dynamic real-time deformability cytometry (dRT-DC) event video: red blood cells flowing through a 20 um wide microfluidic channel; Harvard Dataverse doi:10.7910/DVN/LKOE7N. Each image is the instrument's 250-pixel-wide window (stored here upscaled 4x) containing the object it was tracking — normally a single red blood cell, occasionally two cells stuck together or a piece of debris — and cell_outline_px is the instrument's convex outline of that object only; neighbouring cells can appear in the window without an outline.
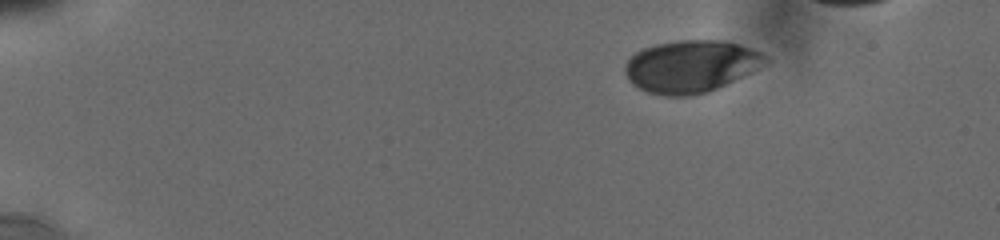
{"species": "human", "species_latin": "Homo sapiens", "temperature_condition": "cold", "stored_images_in_passage": 6, "camera_frame_rate_fps": 3000, "um_per_image_px": 0.085, "donor": {"sex": "male"}, "frame": {"image": 1, "passage_image": 1, "time_ms": 0.0, "image_size_px": [1000, 240], "cell_outline_px": [[768, 64], [752, 72], [708, 92], [692, 96], [664, 96], [648, 92], [632, 84], [624, 72], [624, 64], [628, 56], [644, 48], [656, 44], [676, 40], [728, 40], [760, 52], [768, 60]], "centroid_in_image_um": [58.71, 5.63], "position_along_channel_um": 26.3, "area_um2": 43.06}}
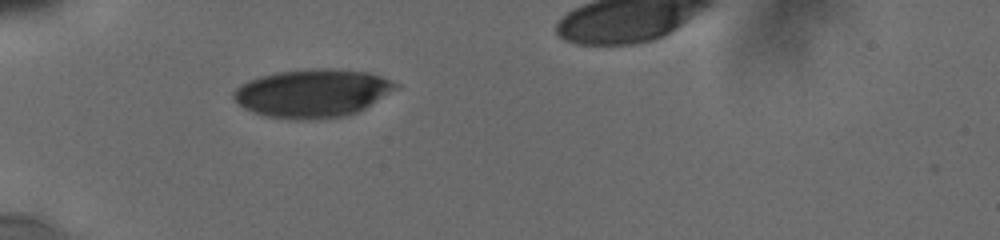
{"frame": {"image": 2, "passage_image": 4, "time_ms": 3.333, "image_size_px": [1000, 240], "cell_outline_px": [[400, 88], [364, 108], [348, 116], [324, 120], [288, 120], [264, 116], [252, 112], [244, 108], [232, 96], [232, 92], [240, 84], [260, 76], [276, 72], [312, 68], [332, 68], [368, 72], [392, 80], [400, 84]], "centroid_in_image_um": [26.58, 7.94], "position_along_channel_um": 58.4, "area_um2": 46.3}}